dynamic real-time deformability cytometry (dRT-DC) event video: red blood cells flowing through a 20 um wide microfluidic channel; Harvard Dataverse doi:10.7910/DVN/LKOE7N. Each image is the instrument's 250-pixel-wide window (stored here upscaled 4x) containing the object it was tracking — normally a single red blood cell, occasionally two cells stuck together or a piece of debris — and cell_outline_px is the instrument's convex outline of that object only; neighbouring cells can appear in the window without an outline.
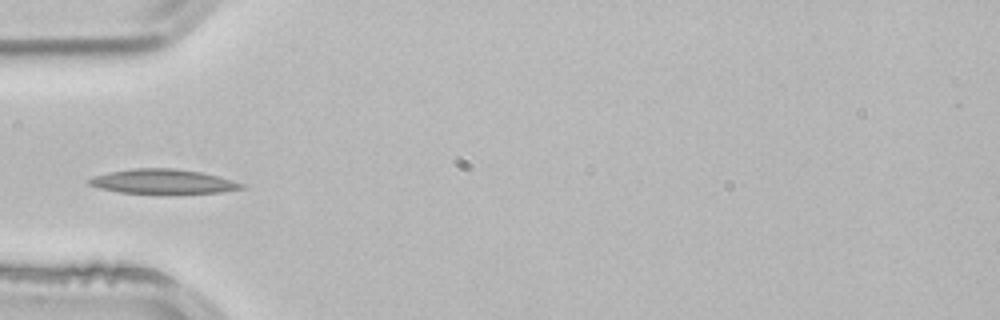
{"species": "common noctule bat (a hibernating species)", "species_latin": "Nyctalus noctula", "temperature_condition": "room temperature", "stored_images_in_passage": 3, "camera_frame_rate_fps": 3000, "um_per_image_px": 0.085, "animal": {"sex": "male", "body_mass_g": 21.5, "forearm_length_mm": 52.0}, "frame": {"image": 1, "passage_image": 3, "time_ms": 0.667, "image_size_px": [1000, 320], "cell_outline_px": [[244, 188], [220, 192], [120, 192], [100, 188], [88, 184], [88, 180], [92, 176], [108, 172], [132, 168], [176, 168], [200, 172], [232, 180], [244, 184]], "centroid_in_image_um": [13.8, 15.4], "position_along_channel_um": 71.2, "area_um2": 21.15}}